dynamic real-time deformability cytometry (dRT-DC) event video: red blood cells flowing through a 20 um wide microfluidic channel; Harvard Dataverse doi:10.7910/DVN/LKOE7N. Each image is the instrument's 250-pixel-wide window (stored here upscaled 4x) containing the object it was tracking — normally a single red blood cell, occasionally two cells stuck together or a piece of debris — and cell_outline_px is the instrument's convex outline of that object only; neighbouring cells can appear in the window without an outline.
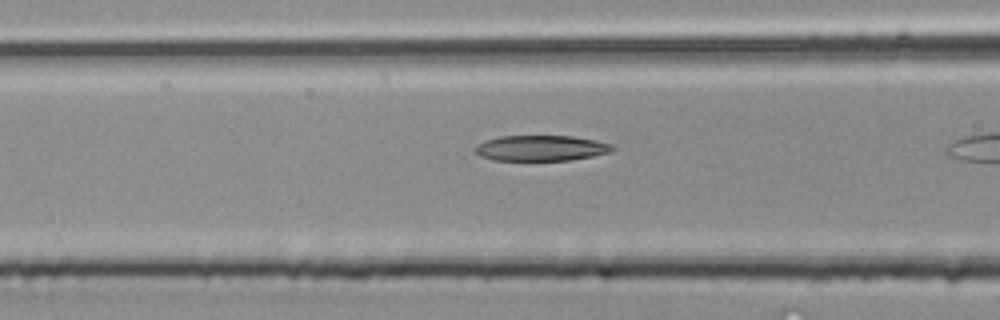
{"species": "common noctule bat (a hibernating species)", "species_latin": "Nyctalus noctula", "temperature_condition": "room temperature", "stored_images_in_passage": 7, "camera_frame_rate_fps": 3000, "um_per_image_px": 0.085, "animal": {"sex": "male", "body_mass_g": 20.4}, "frame": {"image": 1, "passage_image": 6, "time_ms": 1.667, "image_size_px": [1000, 320], "cell_outline_px": [[616, 148], [612, 152], [592, 156], [568, 160], [492, 160], [480, 156], [472, 148], [488, 140], [500, 136], [572, 136], [596, 140], [612, 144]], "centroid_in_image_um": [46.03, 12.59], "position_along_channel_um": 120.6, "area_um2": 20.4}}